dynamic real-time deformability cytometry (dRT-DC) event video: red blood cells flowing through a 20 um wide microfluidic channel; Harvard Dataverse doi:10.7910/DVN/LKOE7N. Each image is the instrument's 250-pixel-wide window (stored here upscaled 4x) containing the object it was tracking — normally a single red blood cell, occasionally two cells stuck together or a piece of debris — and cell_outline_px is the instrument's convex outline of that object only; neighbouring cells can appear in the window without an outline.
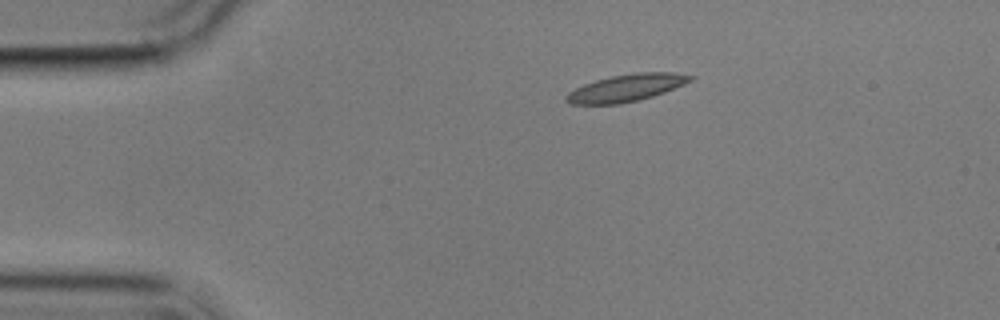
{"species": "common noctule bat (a hibernating species)", "species_latin": "Nyctalus noctula", "temperature_condition": "cold", "stored_images_in_passage": 9, "camera_frame_rate_fps": 3000, "um_per_image_px": 0.085, "animal": {"sex": "male", "body_mass_g": 17.9}, "frame": {"image": 1, "passage_image": 1, "time_ms": 0.0, "image_size_px": [1000, 320], "cell_outline_px": [[696, 76], [692, 80], [684, 84], [664, 92], [652, 96], [620, 104], [568, 104], [564, 100], [564, 96], [568, 92], [584, 84], [596, 80], [612, 76], [636, 72], [676, 72]], "centroid_in_image_um": [53.22, 7.46], "position_along_channel_um": 31.8, "area_um2": 19.65}}
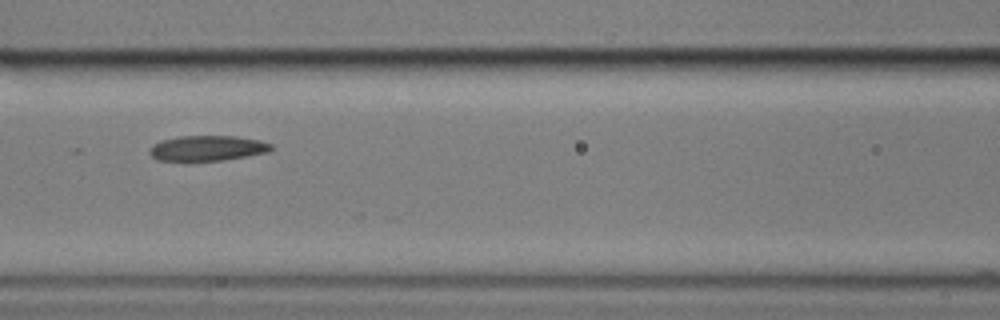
{"frame": {"image": 2, "passage_image": 5, "time_ms": 4.667, "image_size_px": [1000, 320], "cell_outline_px": [[272, 148], [268, 152], [248, 156], [224, 160], [184, 164], [156, 160], [148, 152], [160, 140], [180, 136], [236, 136], [260, 140], [272, 144]], "centroid_in_image_um": [17.58, 12.65], "position_along_channel_um": 149.0, "area_um2": 18.73}}
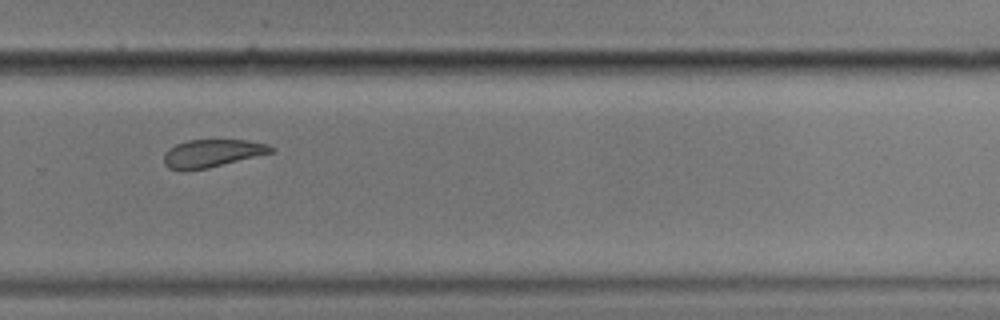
{"frame": {"image": 3, "passage_image": 9, "time_ms": 9.333, "image_size_px": [1000, 320], "cell_outline_px": [[276, 148], [272, 152], [208, 168], [188, 172], [180, 172], [168, 168], [164, 164], [164, 152], [168, 148], [176, 144], [188, 140], [248, 140], [268, 144]], "centroid_in_image_um": [17.97, 13.05], "position_along_channel_um": 311.8, "area_um2": 17.63}}